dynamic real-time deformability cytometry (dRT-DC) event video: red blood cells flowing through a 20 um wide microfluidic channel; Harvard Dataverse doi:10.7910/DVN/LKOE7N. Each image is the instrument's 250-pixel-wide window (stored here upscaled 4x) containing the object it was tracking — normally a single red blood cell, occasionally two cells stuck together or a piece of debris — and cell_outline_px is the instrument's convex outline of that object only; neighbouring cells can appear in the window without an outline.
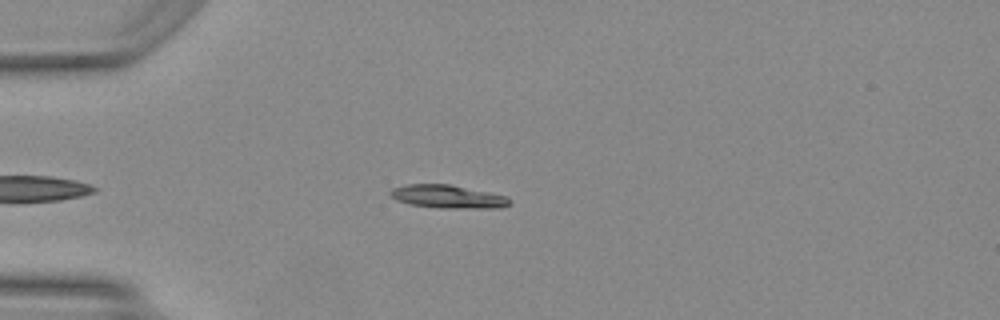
{"species": "Egyptian fruit bat (a non-hibernating species)", "species_latin": "Rousettus aegyptiacus", "temperature_condition": "warm", "stored_images_in_passage": 21, "camera_frame_rate_fps": 3000, "um_per_image_px": 0.085, "animal": {"sex": "female"}, "frame": {"image": 1, "passage_image": 2, "time_ms": 0.333, "image_size_px": [1000, 320], "cell_outline_px": [[512, 204], [500, 208], [440, 208], [412, 204], [396, 200], [388, 196], [388, 192], [392, 188], [408, 184], [448, 184], [508, 196], [512, 200]], "centroid_in_image_um": [38.08, 16.71], "position_along_channel_um": 46.9, "area_um2": 16.24}}
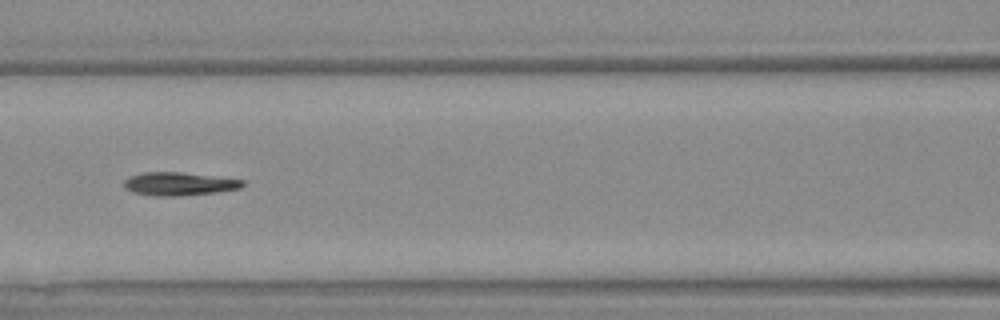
{"frame": {"image": 2, "passage_image": 11, "time_ms": 3.333, "image_size_px": [1000, 320], "cell_outline_px": [[244, 184], [240, 188], [216, 192], [180, 196], [156, 196], [132, 192], [124, 188], [124, 180], [132, 176], [144, 172], [180, 172], [244, 180]], "centroid_in_image_um": [15.2, 15.63], "position_along_channel_um": 151.4, "area_um2": 15.9}}
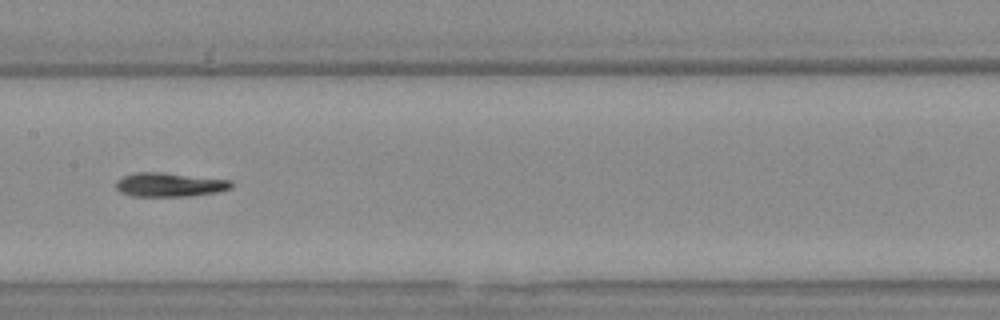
{"frame": {"image": 3, "passage_image": 14, "time_ms": 4.333, "image_size_px": [1000, 320], "cell_outline_px": [[232, 188], [216, 192], [188, 196], [132, 196], [120, 192], [116, 188], [116, 180], [124, 176], [136, 172], [160, 172], [232, 180]], "centroid_in_image_um": [14.4, 15.7], "position_along_channel_um": 193.0, "area_um2": 16.07}}